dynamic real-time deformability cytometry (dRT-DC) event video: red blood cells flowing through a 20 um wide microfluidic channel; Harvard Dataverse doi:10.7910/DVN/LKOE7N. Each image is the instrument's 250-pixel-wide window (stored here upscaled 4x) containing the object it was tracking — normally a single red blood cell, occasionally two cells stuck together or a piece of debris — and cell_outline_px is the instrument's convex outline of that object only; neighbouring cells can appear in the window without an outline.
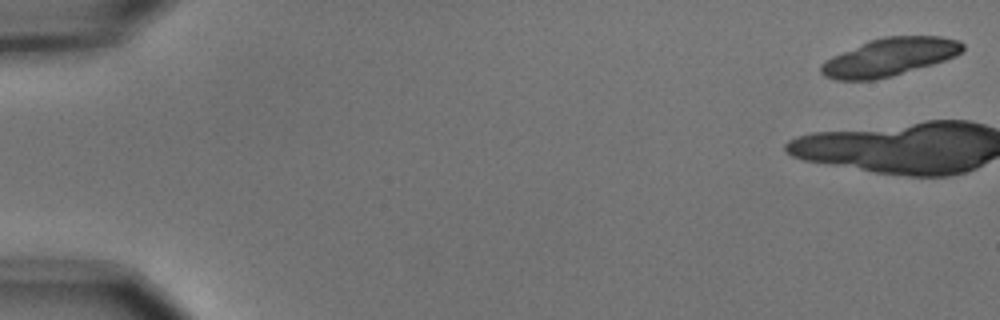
{"species": "common noctule bat (a hibernating species)", "species_latin": "Nyctalus noctula", "temperature_condition": "cold", "stored_images_in_passage": 6, "camera_frame_rate_fps": 3000, "um_per_image_px": 0.085, "animal": {"sex": "male", "body_mass_g": 15.6}, "frame": {"image": 1, "passage_image": 1, "time_ms": 0.0, "image_size_px": [1000, 320], "cell_outline_px": [[964, 48], [956, 56], [932, 64], [892, 76], [876, 80], [836, 80], [824, 76], [820, 72], [820, 64], [824, 60], [832, 56], [868, 40], [884, 36], [940, 36], [960, 40], [964, 44]], "centroid_in_image_um": [75.59, 4.85], "position_along_channel_um": 9.4, "area_um2": 31.39}}